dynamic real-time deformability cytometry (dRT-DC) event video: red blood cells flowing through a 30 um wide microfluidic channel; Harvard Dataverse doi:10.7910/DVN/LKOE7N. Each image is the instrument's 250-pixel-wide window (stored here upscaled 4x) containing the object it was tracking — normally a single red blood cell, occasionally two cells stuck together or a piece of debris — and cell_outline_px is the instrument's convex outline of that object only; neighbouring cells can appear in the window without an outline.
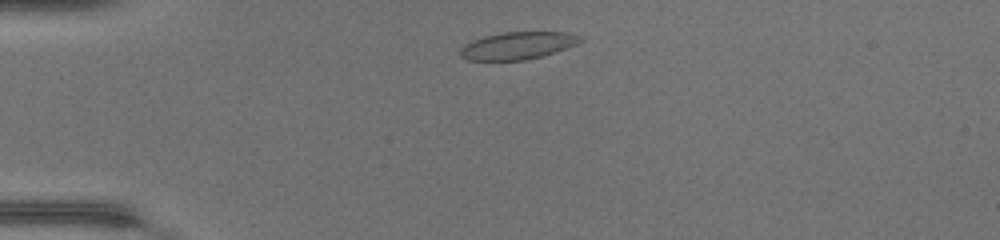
{"species": "common noctule bat (a hibernating species)", "species_latin": "Nyctalus noctula", "temperature_condition": "warm", "stored_images_in_passage": 39, "camera_frame_rate_fps": 3000, "um_per_image_px": 0.085, "animal": {"sex": "female", "body_mass_g": 17.0, "forearm_length_mm": 48.0}, "frame": {"image": 1, "passage_image": 3, "time_ms": 0.667, "image_size_px": [1000, 240], "cell_outline_px": [[584, 40], [568, 48], [540, 56], [524, 60], [468, 60], [460, 56], [460, 48], [464, 44], [472, 40], [484, 36], [504, 32], [568, 32], [580, 36]], "centroid_in_image_um": [43.99, 3.87], "position_along_channel_um": 41.0, "area_um2": 19.13}}
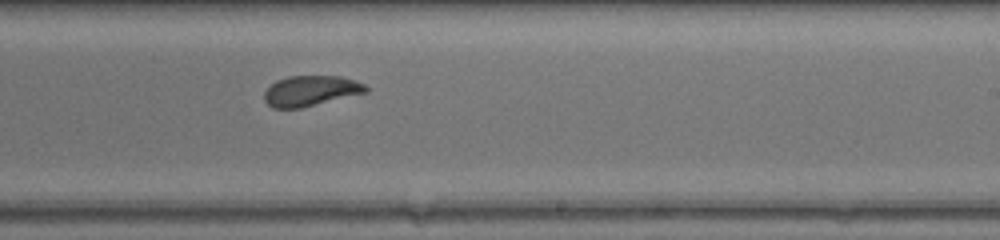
{"frame": {"image": 2, "passage_image": 21, "time_ms": 6.667, "image_size_px": [1000, 240], "cell_outline_px": [[368, 92], [300, 108], [272, 108], [264, 100], [264, 92], [276, 80], [288, 76], [340, 76], [364, 84], [368, 88]], "centroid_in_image_um": [26.39, 7.72], "position_along_channel_um": 262.6, "area_um2": 17.86}}
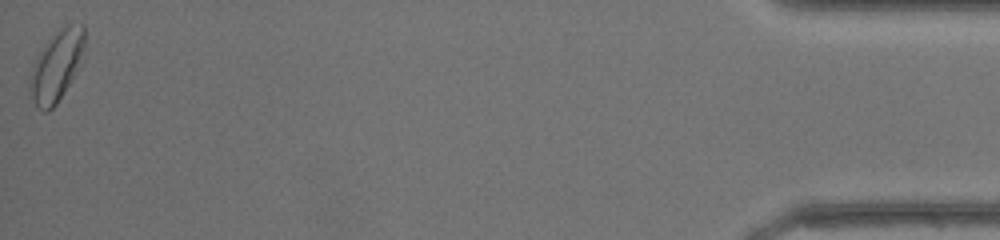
{"frame": {"image": 3, "passage_image": 39, "time_ms": 12.667, "image_size_px": [1000, 240], "cell_outline_px": [[84, 52], [76, 72], [56, 104], [48, 112], [44, 112], [36, 108], [28, 88], [28, 80], [32, 68], [40, 52], [56, 32], [68, 24], [84, 24]], "centroid_in_image_um": [4.79, 5.64], "position_along_channel_um": 430.4, "area_um2": 22.14}, "authors_computed_cell_mechanics": {"area_um2": 18.7272, "velocity_mm_per_s": 4.3441, "shape_relaxation_time_tau1_ms": 5.6926, "shape_relaxation_time_tau2_ms": 0.9961, "deformation_change_tau1": 0.1415, "deformation_change_tau2": 0.0491}}